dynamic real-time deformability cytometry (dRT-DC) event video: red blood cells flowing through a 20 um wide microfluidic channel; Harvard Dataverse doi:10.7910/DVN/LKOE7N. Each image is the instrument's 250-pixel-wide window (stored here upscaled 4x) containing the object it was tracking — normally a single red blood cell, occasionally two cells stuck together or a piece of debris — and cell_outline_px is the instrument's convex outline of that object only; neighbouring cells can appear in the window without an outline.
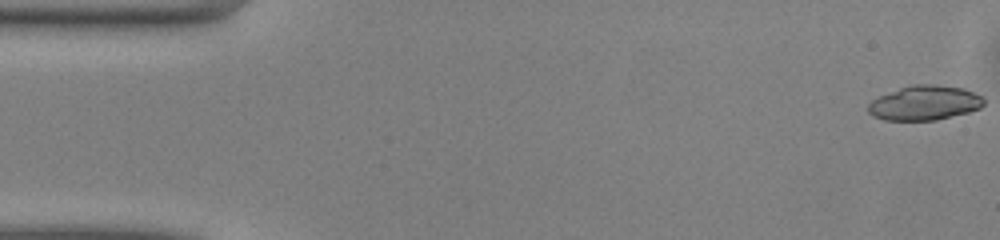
{"species": "common noctule bat (a hibernating species)", "species_latin": "Nyctalus noctula", "temperature_condition": "warm", "stored_images_in_passage": 49, "camera_frame_rate_fps": 3000, "um_per_image_px": 0.085, "animal": {"sex": "male", "body_mass_g": 13.0, "forearm_length_mm": 53.1}, "frame": {"image": 1, "passage_image": 1, "time_ms": 0.0, "image_size_px": [1000, 240], "cell_outline_px": [[984, 104], [980, 108], [968, 112], [936, 120], [884, 120], [872, 116], [868, 112], [868, 104], [872, 100], [880, 96], [900, 88], [912, 84], [932, 84], [964, 88], [980, 96], [984, 100]], "centroid_in_image_um": [78.57, 8.75], "position_along_channel_um": 6.4, "area_um2": 23.18}}
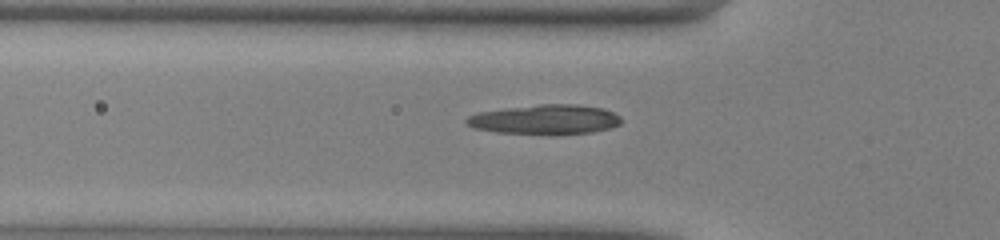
{"frame": {"image": 2, "passage_image": 16, "time_ms": 5.0, "image_size_px": [1000, 240], "cell_outline_px": [[620, 124], [608, 128], [592, 132], [552, 136], [496, 132], [472, 128], [464, 120], [468, 116], [476, 112], [540, 104], [576, 104], [604, 108], [620, 116]], "centroid_in_image_um": [46.31, 10.18], "position_along_channel_um": 79.5, "area_um2": 27.22}}
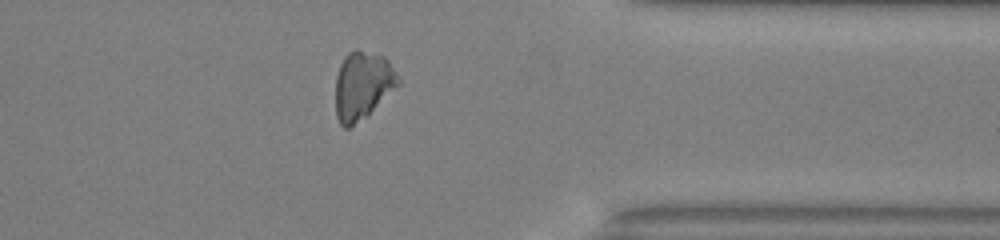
{"frame": {"image": 3, "passage_image": 39, "time_ms": 12.667, "image_size_px": [1000, 240], "cell_outline_px": [[400, 84], [368, 116], [348, 128], [344, 128], [340, 124], [336, 116], [336, 76], [340, 64], [344, 56], [348, 52], [356, 48], [384, 56], [388, 60], [396, 72], [400, 80]], "centroid_in_image_um": [30.82, 7.26], "position_along_channel_um": 380.6, "area_um2": 25.14}, "authors_computed_cell_mechanics": {"area_um2": 24.9696, "velocity_mm_per_s": 4.1218, "shape_relaxation_time_tau1_ms": 10.5538, "shape_relaxation_time_tau2_ms": null, "deformation_change_tau1": 0.1369, "deformation_change_tau2": null}}